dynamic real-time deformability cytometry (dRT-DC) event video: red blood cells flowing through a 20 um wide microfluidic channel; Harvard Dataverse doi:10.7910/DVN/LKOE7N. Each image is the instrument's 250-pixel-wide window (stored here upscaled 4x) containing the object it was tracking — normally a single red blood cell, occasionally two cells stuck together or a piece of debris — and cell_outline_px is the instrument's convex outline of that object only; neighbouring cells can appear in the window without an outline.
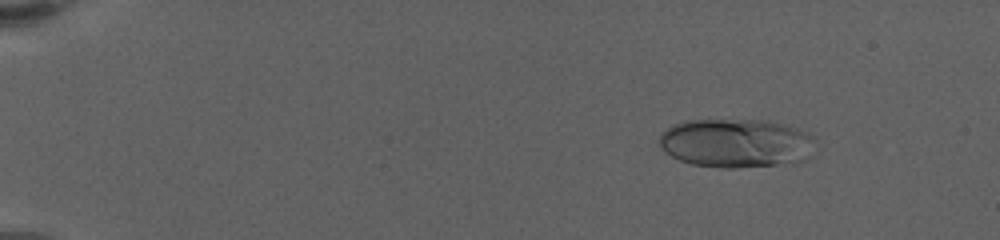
{"species": "human", "species_latin": "Homo sapiens", "temperature_condition": "warm", "stored_images_in_passage": 61, "camera_frame_rate_fps": 3000, "um_per_image_px": 0.085, "donor": {"sex": "female"}, "frame": {"image": 1, "passage_image": 11, "time_ms": 2.667, "image_size_px": [1000, 240], "cell_outline_px": [[812, 140], [804, 160], [796, 164], [732, 168], [724, 168], [692, 164], [680, 160], [664, 152], [660, 144], [660, 132], [672, 124], [684, 120], [768, 120], [796, 128], [808, 136]], "centroid_in_image_um": [62.47, 12.17], "position_along_channel_um": 22.5, "area_um2": 44.22}}
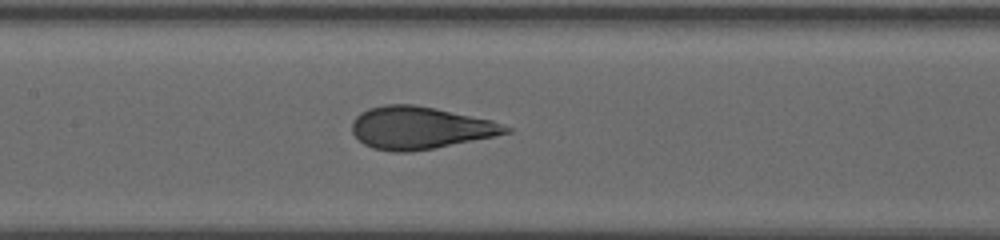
{"frame": {"image": 2, "passage_image": 30, "time_ms": 10.667, "image_size_px": [1000, 240], "cell_outline_px": [[512, 132], [496, 136], [412, 152], [392, 152], [372, 148], [364, 144], [352, 132], [352, 120], [360, 112], [368, 108], [384, 104], [412, 104], [436, 108], [492, 120], [512, 128]], "centroid_in_image_um": [35.69, 10.86], "position_along_channel_um": 171.7, "area_um2": 38.15}}
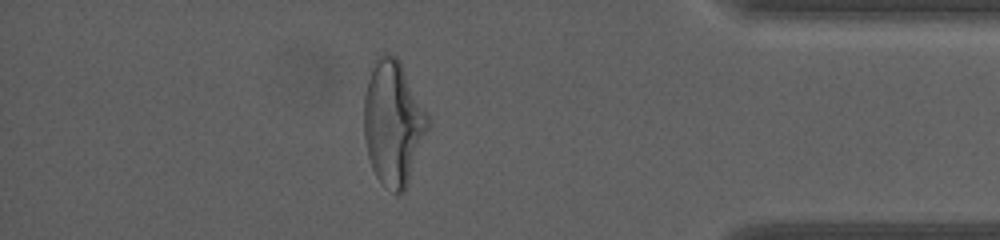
{"frame": {"image": 3, "passage_image": 55, "time_ms": 18.333, "image_size_px": [1000, 240], "cell_outline_px": [[428, 128], [408, 184], [404, 192], [396, 196], [376, 176], [372, 168], [368, 156], [364, 136], [364, 96], [368, 80], [376, 56], [384, 52], [388, 52], [396, 56], [400, 60], [428, 116]], "centroid_in_image_um": [33.4, 10.44], "position_along_channel_um": 401.8, "area_um2": 46.24}, "authors_computed_cell_mechanics": {"area_um2": 40.8068, "velocity_mm_per_s": 3.3523, "shape_relaxation_time_tau1_ms": 4.5109, "shape_relaxation_time_tau2_ms": null, "deformation_change_tau1": 0.1919, "deformation_change_tau2": null}}